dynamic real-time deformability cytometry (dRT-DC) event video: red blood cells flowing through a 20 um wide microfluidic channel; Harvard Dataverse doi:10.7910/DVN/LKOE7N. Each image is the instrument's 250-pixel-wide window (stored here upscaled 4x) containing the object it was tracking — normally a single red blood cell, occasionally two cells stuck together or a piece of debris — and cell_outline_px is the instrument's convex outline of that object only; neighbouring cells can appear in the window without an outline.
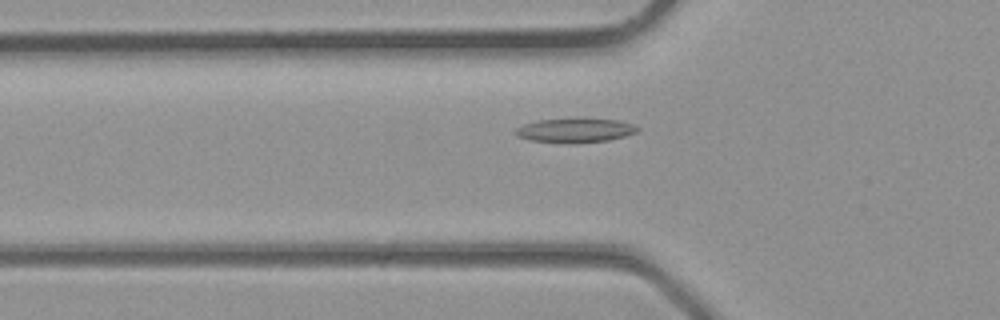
{"species": "common noctule bat (a hibernating species)", "species_latin": "Nyctalus noctula", "temperature_condition": "room temperature", "stored_images_in_passage": 3, "camera_frame_rate_fps": 3000, "um_per_image_px": 0.085, "animal": {"sex": "male", "body_mass_g": 23.1, "forearm_length_mm": 52.7}, "frame": {"image": 1, "passage_image": 3, "time_ms": 0.667, "image_size_px": [1000, 320], "cell_outline_px": [[640, 128], [636, 132], [624, 136], [608, 140], [572, 144], [532, 140], [516, 136], [512, 132], [516, 128], [524, 124], [536, 120], [576, 116], [616, 120], [632, 124]], "centroid_in_image_um": [48.84, 11.04], "position_along_channel_um": 77.0, "area_um2": 17.92}}